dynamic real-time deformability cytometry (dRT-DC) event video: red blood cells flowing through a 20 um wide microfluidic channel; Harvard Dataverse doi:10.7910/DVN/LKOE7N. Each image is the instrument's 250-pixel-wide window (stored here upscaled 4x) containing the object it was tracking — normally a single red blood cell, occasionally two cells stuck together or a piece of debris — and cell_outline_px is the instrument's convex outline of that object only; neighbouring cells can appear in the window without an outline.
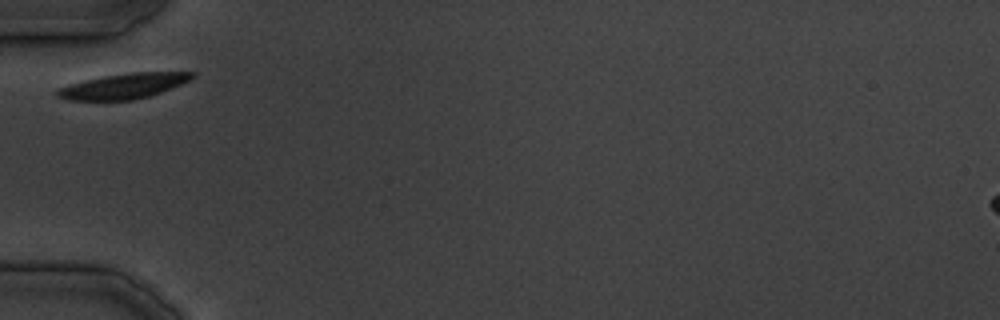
{"species": "common noctule bat (a hibernating species)", "species_latin": "Nyctalus noctula", "temperature_condition": "cold", "stored_images_in_passage": 23, "camera_frame_rate_fps": 3000, "um_per_image_px": 0.085, "animal": {"sex": "male", "body_mass_g": 19.5, "forearm_length_mm": 54.6}, "frame": {"image": 1, "passage_image": 1, "time_ms": 0.0, "image_size_px": [1000, 320], "cell_outline_px": [[196, 76], [180, 84], [160, 92], [148, 96], [132, 100], [68, 100], [56, 96], [56, 88], [84, 80], [104, 76], [132, 72], [196, 72]], "centroid_in_image_um": [10.47, 7.31], "position_along_channel_um": 74.5, "area_um2": 19.65}}
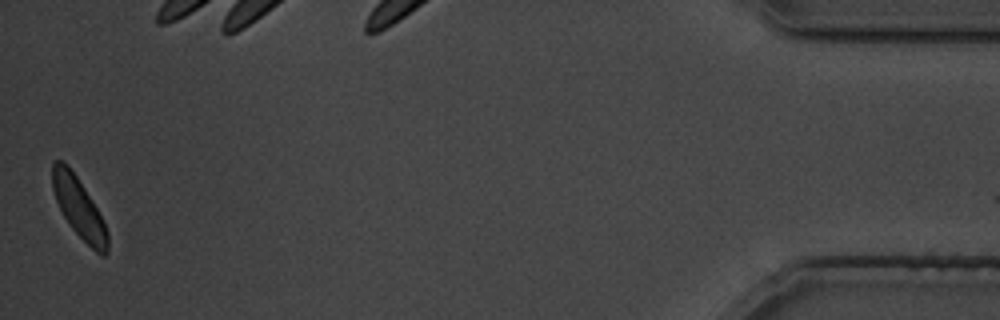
{"frame": {"image": 2, "passage_image": 23, "time_ms": 27.667, "image_size_px": [1000, 320], "cell_outline_px": [[108, 252], [104, 256], [100, 256], [72, 228], [64, 216], [56, 200], [52, 188], [52, 164], [56, 160], [64, 160], [68, 164], [92, 200], [104, 220], [108, 232]], "centroid_in_image_um": [6.72, 17.66], "position_along_channel_um": 428.5, "area_um2": 19.25}}